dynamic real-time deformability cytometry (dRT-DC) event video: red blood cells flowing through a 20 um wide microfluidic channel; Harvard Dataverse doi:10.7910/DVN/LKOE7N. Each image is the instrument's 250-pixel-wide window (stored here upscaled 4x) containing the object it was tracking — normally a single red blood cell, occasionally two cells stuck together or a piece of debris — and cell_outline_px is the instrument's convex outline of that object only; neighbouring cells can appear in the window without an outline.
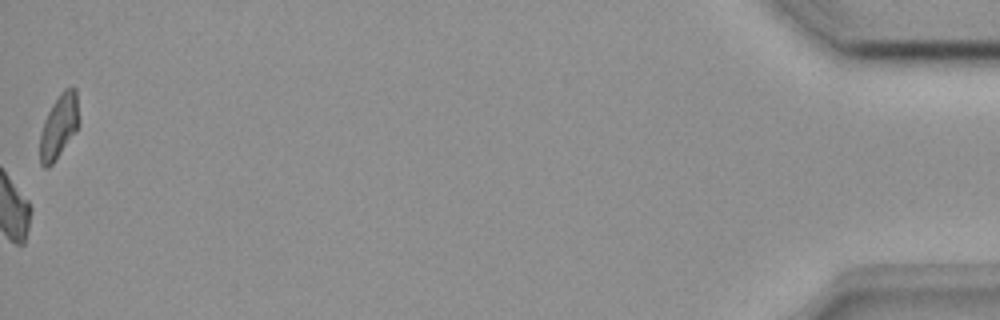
{"species": "common noctule bat (a hibernating species)", "species_latin": "Nyctalus noctula", "temperature_condition": "room temperature", "stored_images_in_passage": 50, "camera_frame_rate_fps": 3000, "um_per_image_px": 0.085, "animal": {"sex": "female", "body_mass_g": 18.4}, "frame": {"image": 1, "passage_image": 50, "time_ms": 16.333, "image_size_px": [1000, 320], "cell_outline_px": [[80, 124], [76, 132], [52, 164], [48, 168], [44, 168], [40, 164], [40, 132], [44, 120], [52, 104], [60, 92], [64, 88], [76, 88], [80, 120]], "centroid_in_image_um": [5.03, 10.72], "position_along_channel_um": 430.2, "area_um2": 14.8}}